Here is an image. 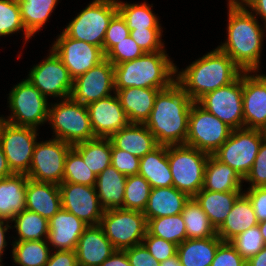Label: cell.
Masks as SVG:
<instances>
[{"instance_id":"cell-1","label":"cell","mask_w":266,"mask_h":266,"mask_svg":"<svg viewBox=\"0 0 266 266\" xmlns=\"http://www.w3.org/2000/svg\"><path fill=\"white\" fill-rule=\"evenodd\" d=\"M193 102L176 81L158 92L145 125L159 145L185 144Z\"/></svg>"},{"instance_id":"cell-2","label":"cell","mask_w":266,"mask_h":266,"mask_svg":"<svg viewBox=\"0 0 266 266\" xmlns=\"http://www.w3.org/2000/svg\"><path fill=\"white\" fill-rule=\"evenodd\" d=\"M227 8V39L218 48L229 55L243 72H259L266 25L261 27L258 17L247 7Z\"/></svg>"},{"instance_id":"cell-3","label":"cell","mask_w":266,"mask_h":266,"mask_svg":"<svg viewBox=\"0 0 266 266\" xmlns=\"http://www.w3.org/2000/svg\"><path fill=\"white\" fill-rule=\"evenodd\" d=\"M176 82L197 102L201 97L234 82L243 72L229 55L218 47L178 71Z\"/></svg>"},{"instance_id":"cell-4","label":"cell","mask_w":266,"mask_h":266,"mask_svg":"<svg viewBox=\"0 0 266 266\" xmlns=\"http://www.w3.org/2000/svg\"><path fill=\"white\" fill-rule=\"evenodd\" d=\"M176 67L166 51L145 53L114 65V87L166 89L176 81Z\"/></svg>"},{"instance_id":"cell-5","label":"cell","mask_w":266,"mask_h":266,"mask_svg":"<svg viewBox=\"0 0 266 266\" xmlns=\"http://www.w3.org/2000/svg\"><path fill=\"white\" fill-rule=\"evenodd\" d=\"M48 122L53 129V138L72 146L96 138L91 128L86 105L71 97L49 105Z\"/></svg>"},{"instance_id":"cell-6","label":"cell","mask_w":266,"mask_h":266,"mask_svg":"<svg viewBox=\"0 0 266 266\" xmlns=\"http://www.w3.org/2000/svg\"><path fill=\"white\" fill-rule=\"evenodd\" d=\"M167 157L173 187L194 197L203 188L209 154L187 145H168Z\"/></svg>"},{"instance_id":"cell-7","label":"cell","mask_w":266,"mask_h":266,"mask_svg":"<svg viewBox=\"0 0 266 266\" xmlns=\"http://www.w3.org/2000/svg\"><path fill=\"white\" fill-rule=\"evenodd\" d=\"M117 12L116 0H93L62 32L75 40L103 48L109 22Z\"/></svg>"},{"instance_id":"cell-8","label":"cell","mask_w":266,"mask_h":266,"mask_svg":"<svg viewBox=\"0 0 266 266\" xmlns=\"http://www.w3.org/2000/svg\"><path fill=\"white\" fill-rule=\"evenodd\" d=\"M8 123L37 129L48 121V99L27 78L14 85L8 94Z\"/></svg>"},{"instance_id":"cell-9","label":"cell","mask_w":266,"mask_h":266,"mask_svg":"<svg viewBox=\"0 0 266 266\" xmlns=\"http://www.w3.org/2000/svg\"><path fill=\"white\" fill-rule=\"evenodd\" d=\"M99 225L116 250L142 244L147 233L146 217L137 210H104Z\"/></svg>"},{"instance_id":"cell-10","label":"cell","mask_w":266,"mask_h":266,"mask_svg":"<svg viewBox=\"0 0 266 266\" xmlns=\"http://www.w3.org/2000/svg\"><path fill=\"white\" fill-rule=\"evenodd\" d=\"M232 128L193 102L189 113L188 133L184 145L213 155L229 138Z\"/></svg>"},{"instance_id":"cell-11","label":"cell","mask_w":266,"mask_h":266,"mask_svg":"<svg viewBox=\"0 0 266 266\" xmlns=\"http://www.w3.org/2000/svg\"><path fill=\"white\" fill-rule=\"evenodd\" d=\"M265 138L266 135L258 129H233L229 138L213 155L244 179L251 170L260 144Z\"/></svg>"},{"instance_id":"cell-12","label":"cell","mask_w":266,"mask_h":266,"mask_svg":"<svg viewBox=\"0 0 266 266\" xmlns=\"http://www.w3.org/2000/svg\"><path fill=\"white\" fill-rule=\"evenodd\" d=\"M71 147V144L55 138L36 142L27 177L37 182L60 185L65 159Z\"/></svg>"},{"instance_id":"cell-13","label":"cell","mask_w":266,"mask_h":266,"mask_svg":"<svg viewBox=\"0 0 266 266\" xmlns=\"http://www.w3.org/2000/svg\"><path fill=\"white\" fill-rule=\"evenodd\" d=\"M243 72L231 84L201 97L197 103L232 129L244 128Z\"/></svg>"},{"instance_id":"cell-14","label":"cell","mask_w":266,"mask_h":266,"mask_svg":"<svg viewBox=\"0 0 266 266\" xmlns=\"http://www.w3.org/2000/svg\"><path fill=\"white\" fill-rule=\"evenodd\" d=\"M49 51V56L30 69L27 79L47 99L48 96L58 100L70 98L74 79L53 49Z\"/></svg>"},{"instance_id":"cell-15","label":"cell","mask_w":266,"mask_h":266,"mask_svg":"<svg viewBox=\"0 0 266 266\" xmlns=\"http://www.w3.org/2000/svg\"><path fill=\"white\" fill-rule=\"evenodd\" d=\"M38 129L6 122L0 145L13 174H28L37 140Z\"/></svg>"},{"instance_id":"cell-16","label":"cell","mask_w":266,"mask_h":266,"mask_svg":"<svg viewBox=\"0 0 266 266\" xmlns=\"http://www.w3.org/2000/svg\"><path fill=\"white\" fill-rule=\"evenodd\" d=\"M52 49L60 57L73 79L105 60L103 48L75 40L63 32L54 41Z\"/></svg>"},{"instance_id":"cell-17","label":"cell","mask_w":266,"mask_h":266,"mask_svg":"<svg viewBox=\"0 0 266 266\" xmlns=\"http://www.w3.org/2000/svg\"><path fill=\"white\" fill-rule=\"evenodd\" d=\"M114 93V65L105 59L73 80L71 98L87 105Z\"/></svg>"},{"instance_id":"cell-18","label":"cell","mask_w":266,"mask_h":266,"mask_svg":"<svg viewBox=\"0 0 266 266\" xmlns=\"http://www.w3.org/2000/svg\"><path fill=\"white\" fill-rule=\"evenodd\" d=\"M62 208L89 225H99L104 209L94 186L62 182L59 185Z\"/></svg>"},{"instance_id":"cell-19","label":"cell","mask_w":266,"mask_h":266,"mask_svg":"<svg viewBox=\"0 0 266 266\" xmlns=\"http://www.w3.org/2000/svg\"><path fill=\"white\" fill-rule=\"evenodd\" d=\"M257 73L243 72V118L244 128L261 130L266 125V75Z\"/></svg>"},{"instance_id":"cell-20","label":"cell","mask_w":266,"mask_h":266,"mask_svg":"<svg viewBox=\"0 0 266 266\" xmlns=\"http://www.w3.org/2000/svg\"><path fill=\"white\" fill-rule=\"evenodd\" d=\"M86 107L95 137L110 138L130 123L115 93Z\"/></svg>"},{"instance_id":"cell-21","label":"cell","mask_w":266,"mask_h":266,"mask_svg":"<svg viewBox=\"0 0 266 266\" xmlns=\"http://www.w3.org/2000/svg\"><path fill=\"white\" fill-rule=\"evenodd\" d=\"M116 249L100 225H89L78 240L75 252L78 266H100Z\"/></svg>"},{"instance_id":"cell-22","label":"cell","mask_w":266,"mask_h":266,"mask_svg":"<svg viewBox=\"0 0 266 266\" xmlns=\"http://www.w3.org/2000/svg\"><path fill=\"white\" fill-rule=\"evenodd\" d=\"M88 225L73 213L61 209L49 220L48 244L52 251L75 250Z\"/></svg>"},{"instance_id":"cell-23","label":"cell","mask_w":266,"mask_h":266,"mask_svg":"<svg viewBox=\"0 0 266 266\" xmlns=\"http://www.w3.org/2000/svg\"><path fill=\"white\" fill-rule=\"evenodd\" d=\"M163 89L129 87L115 89L130 123L145 124L149 119L158 92Z\"/></svg>"},{"instance_id":"cell-24","label":"cell","mask_w":266,"mask_h":266,"mask_svg":"<svg viewBox=\"0 0 266 266\" xmlns=\"http://www.w3.org/2000/svg\"><path fill=\"white\" fill-rule=\"evenodd\" d=\"M25 206L50 220L62 207L59 185L28 179Z\"/></svg>"},{"instance_id":"cell-25","label":"cell","mask_w":266,"mask_h":266,"mask_svg":"<svg viewBox=\"0 0 266 266\" xmlns=\"http://www.w3.org/2000/svg\"><path fill=\"white\" fill-rule=\"evenodd\" d=\"M110 140L116 148L133 154L139 159L159 146L146 125L139 123H129L114 133Z\"/></svg>"},{"instance_id":"cell-26","label":"cell","mask_w":266,"mask_h":266,"mask_svg":"<svg viewBox=\"0 0 266 266\" xmlns=\"http://www.w3.org/2000/svg\"><path fill=\"white\" fill-rule=\"evenodd\" d=\"M26 174H13L0 179V218L11 221L26 209Z\"/></svg>"},{"instance_id":"cell-27","label":"cell","mask_w":266,"mask_h":266,"mask_svg":"<svg viewBox=\"0 0 266 266\" xmlns=\"http://www.w3.org/2000/svg\"><path fill=\"white\" fill-rule=\"evenodd\" d=\"M190 197L175 187L151 188L143 211L146 220L181 214Z\"/></svg>"},{"instance_id":"cell-28","label":"cell","mask_w":266,"mask_h":266,"mask_svg":"<svg viewBox=\"0 0 266 266\" xmlns=\"http://www.w3.org/2000/svg\"><path fill=\"white\" fill-rule=\"evenodd\" d=\"M253 205L243 193L234 203L226 220L217 229V235L223 242H229L238 234L258 225Z\"/></svg>"},{"instance_id":"cell-29","label":"cell","mask_w":266,"mask_h":266,"mask_svg":"<svg viewBox=\"0 0 266 266\" xmlns=\"http://www.w3.org/2000/svg\"><path fill=\"white\" fill-rule=\"evenodd\" d=\"M126 178L110 165L96 177V192L104 210L123 209Z\"/></svg>"},{"instance_id":"cell-30","label":"cell","mask_w":266,"mask_h":266,"mask_svg":"<svg viewBox=\"0 0 266 266\" xmlns=\"http://www.w3.org/2000/svg\"><path fill=\"white\" fill-rule=\"evenodd\" d=\"M244 179L230 166L209 155L205 167L204 190L212 192H244Z\"/></svg>"},{"instance_id":"cell-31","label":"cell","mask_w":266,"mask_h":266,"mask_svg":"<svg viewBox=\"0 0 266 266\" xmlns=\"http://www.w3.org/2000/svg\"><path fill=\"white\" fill-rule=\"evenodd\" d=\"M138 174L151 188L173 186L172 173L167 157V146L159 145L140 159Z\"/></svg>"},{"instance_id":"cell-32","label":"cell","mask_w":266,"mask_h":266,"mask_svg":"<svg viewBox=\"0 0 266 266\" xmlns=\"http://www.w3.org/2000/svg\"><path fill=\"white\" fill-rule=\"evenodd\" d=\"M242 194L243 192H212L202 188L194 198L217 230Z\"/></svg>"},{"instance_id":"cell-33","label":"cell","mask_w":266,"mask_h":266,"mask_svg":"<svg viewBox=\"0 0 266 266\" xmlns=\"http://www.w3.org/2000/svg\"><path fill=\"white\" fill-rule=\"evenodd\" d=\"M222 242L218 235L203 239H186L177 247L182 266H210Z\"/></svg>"},{"instance_id":"cell-34","label":"cell","mask_w":266,"mask_h":266,"mask_svg":"<svg viewBox=\"0 0 266 266\" xmlns=\"http://www.w3.org/2000/svg\"><path fill=\"white\" fill-rule=\"evenodd\" d=\"M94 175L100 174L111 165L112 142L110 138L96 137L72 146Z\"/></svg>"},{"instance_id":"cell-35","label":"cell","mask_w":266,"mask_h":266,"mask_svg":"<svg viewBox=\"0 0 266 266\" xmlns=\"http://www.w3.org/2000/svg\"><path fill=\"white\" fill-rule=\"evenodd\" d=\"M181 215L185 223L187 239H203L217 235L216 228L194 197H190L186 202Z\"/></svg>"},{"instance_id":"cell-36","label":"cell","mask_w":266,"mask_h":266,"mask_svg":"<svg viewBox=\"0 0 266 266\" xmlns=\"http://www.w3.org/2000/svg\"><path fill=\"white\" fill-rule=\"evenodd\" d=\"M25 29L34 37L47 23L59 0H17Z\"/></svg>"},{"instance_id":"cell-37","label":"cell","mask_w":266,"mask_h":266,"mask_svg":"<svg viewBox=\"0 0 266 266\" xmlns=\"http://www.w3.org/2000/svg\"><path fill=\"white\" fill-rule=\"evenodd\" d=\"M10 223H14L13 228L18 234V238H14L15 241L48 239L49 220L36 212L25 209L17 214Z\"/></svg>"},{"instance_id":"cell-38","label":"cell","mask_w":266,"mask_h":266,"mask_svg":"<svg viewBox=\"0 0 266 266\" xmlns=\"http://www.w3.org/2000/svg\"><path fill=\"white\" fill-rule=\"evenodd\" d=\"M12 258L19 266H45L52 249L47 240L12 242Z\"/></svg>"},{"instance_id":"cell-39","label":"cell","mask_w":266,"mask_h":266,"mask_svg":"<svg viewBox=\"0 0 266 266\" xmlns=\"http://www.w3.org/2000/svg\"><path fill=\"white\" fill-rule=\"evenodd\" d=\"M118 12L125 19L129 30H146V28H162L158 17L152 11L153 4H139L117 1Z\"/></svg>"},{"instance_id":"cell-40","label":"cell","mask_w":266,"mask_h":266,"mask_svg":"<svg viewBox=\"0 0 266 266\" xmlns=\"http://www.w3.org/2000/svg\"><path fill=\"white\" fill-rule=\"evenodd\" d=\"M147 232L176 245L187 239L185 223L182 215L164 216L147 221Z\"/></svg>"},{"instance_id":"cell-41","label":"cell","mask_w":266,"mask_h":266,"mask_svg":"<svg viewBox=\"0 0 266 266\" xmlns=\"http://www.w3.org/2000/svg\"><path fill=\"white\" fill-rule=\"evenodd\" d=\"M150 184L139 174L126 178L123 209L143 212L150 196Z\"/></svg>"},{"instance_id":"cell-42","label":"cell","mask_w":266,"mask_h":266,"mask_svg":"<svg viewBox=\"0 0 266 266\" xmlns=\"http://www.w3.org/2000/svg\"><path fill=\"white\" fill-rule=\"evenodd\" d=\"M23 31L25 43L32 35L25 29L17 0H0V37Z\"/></svg>"},{"instance_id":"cell-43","label":"cell","mask_w":266,"mask_h":266,"mask_svg":"<svg viewBox=\"0 0 266 266\" xmlns=\"http://www.w3.org/2000/svg\"><path fill=\"white\" fill-rule=\"evenodd\" d=\"M96 177L84 163L82 156L71 147L65 159L63 182L95 187Z\"/></svg>"},{"instance_id":"cell-44","label":"cell","mask_w":266,"mask_h":266,"mask_svg":"<svg viewBox=\"0 0 266 266\" xmlns=\"http://www.w3.org/2000/svg\"><path fill=\"white\" fill-rule=\"evenodd\" d=\"M229 242L246 261L265 247L259 225L238 234Z\"/></svg>"},{"instance_id":"cell-45","label":"cell","mask_w":266,"mask_h":266,"mask_svg":"<svg viewBox=\"0 0 266 266\" xmlns=\"http://www.w3.org/2000/svg\"><path fill=\"white\" fill-rule=\"evenodd\" d=\"M144 54L145 52L143 49L140 48L134 39L129 35L114 45L105 54V59L109 60L113 65H117L126 61L137 59Z\"/></svg>"},{"instance_id":"cell-46","label":"cell","mask_w":266,"mask_h":266,"mask_svg":"<svg viewBox=\"0 0 266 266\" xmlns=\"http://www.w3.org/2000/svg\"><path fill=\"white\" fill-rule=\"evenodd\" d=\"M163 28H146V30H130V36L145 53L166 51L162 42Z\"/></svg>"},{"instance_id":"cell-47","label":"cell","mask_w":266,"mask_h":266,"mask_svg":"<svg viewBox=\"0 0 266 266\" xmlns=\"http://www.w3.org/2000/svg\"><path fill=\"white\" fill-rule=\"evenodd\" d=\"M130 35L125 19L117 12L110 20L103 41V52L106 54L114 45Z\"/></svg>"},{"instance_id":"cell-48","label":"cell","mask_w":266,"mask_h":266,"mask_svg":"<svg viewBox=\"0 0 266 266\" xmlns=\"http://www.w3.org/2000/svg\"><path fill=\"white\" fill-rule=\"evenodd\" d=\"M142 244L159 262L164 261L167 258H170L177 254L178 245L160 237L150 235L148 232L146 233Z\"/></svg>"},{"instance_id":"cell-49","label":"cell","mask_w":266,"mask_h":266,"mask_svg":"<svg viewBox=\"0 0 266 266\" xmlns=\"http://www.w3.org/2000/svg\"><path fill=\"white\" fill-rule=\"evenodd\" d=\"M244 181L251 185L248 188L266 187V138L260 144L254 164Z\"/></svg>"},{"instance_id":"cell-50","label":"cell","mask_w":266,"mask_h":266,"mask_svg":"<svg viewBox=\"0 0 266 266\" xmlns=\"http://www.w3.org/2000/svg\"><path fill=\"white\" fill-rule=\"evenodd\" d=\"M111 165L125 176L137 175L139 171L140 159L133 154L116 148L112 144Z\"/></svg>"},{"instance_id":"cell-51","label":"cell","mask_w":266,"mask_h":266,"mask_svg":"<svg viewBox=\"0 0 266 266\" xmlns=\"http://www.w3.org/2000/svg\"><path fill=\"white\" fill-rule=\"evenodd\" d=\"M210 266H246V260L230 242H222Z\"/></svg>"},{"instance_id":"cell-52","label":"cell","mask_w":266,"mask_h":266,"mask_svg":"<svg viewBox=\"0 0 266 266\" xmlns=\"http://www.w3.org/2000/svg\"><path fill=\"white\" fill-rule=\"evenodd\" d=\"M131 266H160L143 244L124 249Z\"/></svg>"},{"instance_id":"cell-53","label":"cell","mask_w":266,"mask_h":266,"mask_svg":"<svg viewBox=\"0 0 266 266\" xmlns=\"http://www.w3.org/2000/svg\"><path fill=\"white\" fill-rule=\"evenodd\" d=\"M243 192L251 201L258 222L266 220V187L247 188Z\"/></svg>"},{"instance_id":"cell-54","label":"cell","mask_w":266,"mask_h":266,"mask_svg":"<svg viewBox=\"0 0 266 266\" xmlns=\"http://www.w3.org/2000/svg\"><path fill=\"white\" fill-rule=\"evenodd\" d=\"M45 266H78L75 250H55Z\"/></svg>"},{"instance_id":"cell-55","label":"cell","mask_w":266,"mask_h":266,"mask_svg":"<svg viewBox=\"0 0 266 266\" xmlns=\"http://www.w3.org/2000/svg\"><path fill=\"white\" fill-rule=\"evenodd\" d=\"M100 266H131L124 250H115L114 253L102 262Z\"/></svg>"},{"instance_id":"cell-56","label":"cell","mask_w":266,"mask_h":266,"mask_svg":"<svg viewBox=\"0 0 266 266\" xmlns=\"http://www.w3.org/2000/svg\"><path fill=\"white\" fill-rule=\"evenodd\" d=\"M246 7L255 17L260 16L266 25V0H252Z\"/></svg>"},{"instance_id":"cell-57","label":"cell","mask_w":266,"mask_h":266,"mask_svg":"<svg viewBox=\"0 0 266 266\" xmlns=\"http://www.w3.org/2000/svg\"><path fill=\"white\" fill-rule=\"evenodd\" d=\"M10 222L7 221L6 219H2L0 218V266H4L2 265V256H3V252L7 246V241L5 239V234L8 231V229H11L12 226L9 225Z\"/></svg>"},{"instance_id":"cell-58","label":"cell","mask_w":266,"mask_h":266,"mask_svg":"<svg viewBox=\"0 0 266 266\" xmlns=\"http://www.w3.org/2000/svg\"><path fill=\"white\" fill-rule=\"evenodd\" d=\"M246 266H266V246L246 261Z\"/></svg>"},{"instance_id":"cell-59","label":"cell","mask_w":266,"mask_h":266,"mask_svg":"<svg viewBox=\"0 0 266 266\" xmlns=\"http://www.w3.org/2000/svg\"><path fill=\"white\" fill-rule=\"evenodd\" d=\"M13 175L11 169L8 166L7 159L3 153V149L0 145V179Z\"/></svg>"},{"instance_id":"cell-60","label":"cell","mask_w":266,"mask_h":266,"mask_svg":"<svg viewBox=\"0 0 266 266\" xmlns=\"http://www.w3.org/2000/svg\"><path fill=\"white\" fill-rule=\"evenodd\" d=\"M160 266H182L178 254L160 262Z\"/></svg>"},{"instance_id":"cell-61","label":"cell","mask_w":266,"mask_h":266,"mask_svg":"<svg viewBox=\"0 0 266 266\" xmlns=\"http://www.w3.org/2000/svg\"><path fill=\"white\" fill-rule=\"evenodd\" d=\"M252 0H228V7H246Z\"/></svg>"},{"instance_id":"cell-62","label":"cell","mask_w":266,"mask_h":266,"mask_svg":"<svg viewBox=\"0 0 266 266\" xmlns=\"http://www.w3.org/2000/svg\"><path fill=\"white\" fill-rule=\"evenodd\" d=\"M258 225L266 246V220L259 222Z\"/></svg>"},{"instance_id":"cell-63","label":"cell","mask_w":266,"mask_h":266,"mask_svg":"<svg viewBox=\"0 0 266 266\" xmlns=\"http://www.w3.org/2000/svg\"><path fill=\"white\" fill-rule=\"evenodd\" d=\"M6 122H7L6 118L4 116H0V138H1L3 127L6 124Z\"/></svg>"},{"instance_id":"cell-64","label":"cell","mask_w":266,"mask_h":266,"mask_svg":"<svg viewBox=\"0 0 266 266\" xmlns=\"http://www.w3.org/2000/svg\"><path fill=\"white\" fill-rule=\"evenodd\" d=\"M261 131L266 135V125L261 129Z\"/></svg>"}]
</instances>
